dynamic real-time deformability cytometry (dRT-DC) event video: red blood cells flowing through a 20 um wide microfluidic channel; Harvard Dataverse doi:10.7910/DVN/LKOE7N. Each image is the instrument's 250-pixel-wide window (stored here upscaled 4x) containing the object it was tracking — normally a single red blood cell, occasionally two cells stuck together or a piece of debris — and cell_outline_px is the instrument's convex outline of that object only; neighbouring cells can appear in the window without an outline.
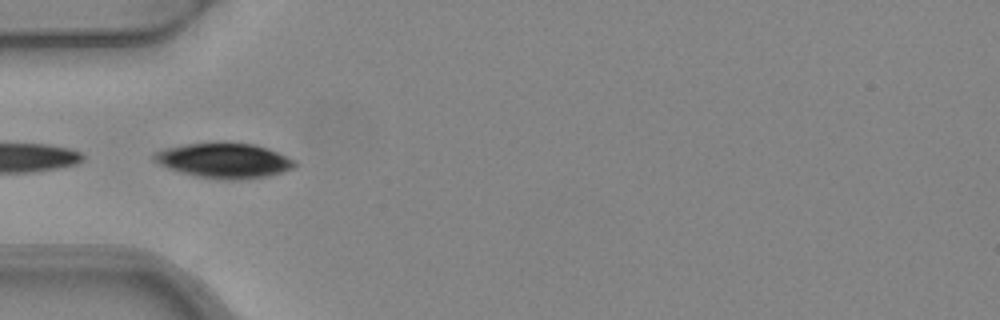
{"species": "common noctule bat (a hibernating species)", "species_latin": "Nyctalus noctula", "temperature_condition": "warm", "stored_images_in_passage": 5, "camera_frame_rate_fps": 3000, "um_per_image_px": 0.085, "animal": {"sex": "female", "body_mass_g": 24.6, "forearm_length_mm": 56.2}, "frame": {"image": 1, "passage_image": 3, "time_ms": 0.667, "image_size_px": [1000, 320], "cell_outline_px": [[300, 164], [292, 168], [268, 176], [240, 180], [228, 180], [196, 176], [168, 168], [152, 160], [152, 152], [164, 148], [184, 144], [220, 140], [224, 140], [256, 144], [268, 148], [296, 160]], "centroid_in_image_um": [19.04, 13.6], "position_along_channel_um": 66.0, "area_um2": 29.54}}
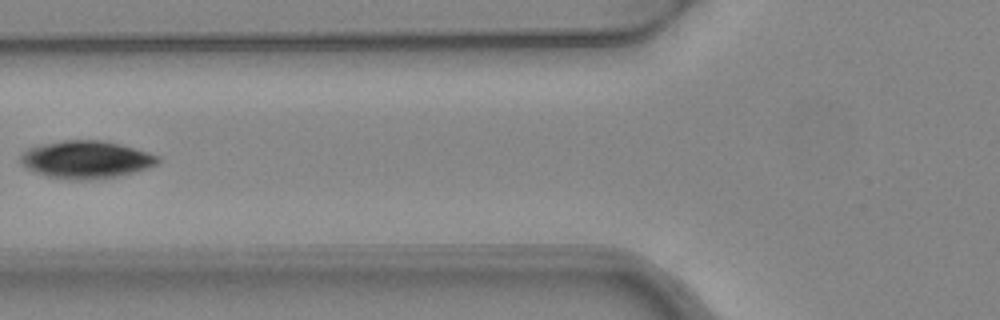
{"frame": {"image": 2, "passage_image": 4, "time_ms": 1.0, "image_size_px": [1000, 320], "cell_outline_px": [[160, 160], [156, 164], [148, 168], [116, 176], [88, 180], [72, 180], [48, 176], [36, 172], [20, 164], [20, 156], [28, 148], [40, 144], [64, 140], [100, 140], [120, 144], [148, 152], [160, 156]], "centroid_in_image_um": [7.31, 13.56], "position_along_channel_um": 118.5, "area_um2": 29.94}}
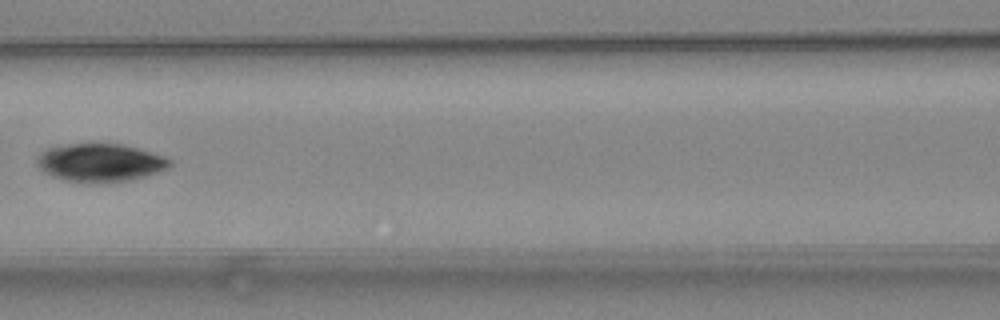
{"frame": {"image": 3, "passage_image": 5, "time_ms": 1.333, "image_size_px": [1000, 320], "cell_outline_px": [[172, 164], [168, 168], [144, 176], [128, 180], [108, 184], [88, 184], [60, 180], [44, 172], [36, 164], [36, 160], [40, 152], [48, 148], [68, 144], [120, 144], [136, 148], [164, 156], [172, 160]], "centroid_in_image_um": [8.47, 13.86], "position_along_channel_um": 158.1, "area_um2": 29.82}}